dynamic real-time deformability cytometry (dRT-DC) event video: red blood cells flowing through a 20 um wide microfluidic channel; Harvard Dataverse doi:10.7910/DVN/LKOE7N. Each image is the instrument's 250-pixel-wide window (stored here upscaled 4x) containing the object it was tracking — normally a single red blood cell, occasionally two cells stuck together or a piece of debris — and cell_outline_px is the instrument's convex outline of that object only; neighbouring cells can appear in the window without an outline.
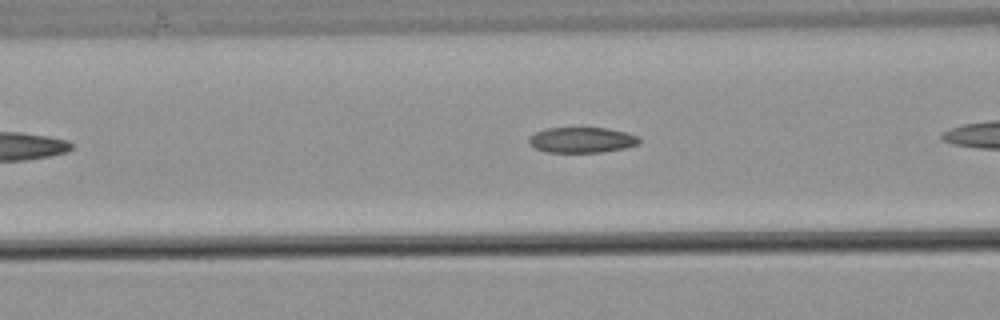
{"species": "common noctule bat (a hibernating species)", "species_latin": "Nyctalus noctula", "temperature_condition": "warm", "stored_images_in_passage": 17, "camera_frame_rate_fps": 3000, "um_per_image_px": 0.085, "animal": {"sex": "male", "body_mass_g": 21.5, "forearm_length_mm": 52.0}, "frame": {"image": 1, "passage_image": 6, "time_ms": 1.667, "image_size_px": [1000, 320], "cell_outline_px": [[640, 144], [624, 148], [600, 152], [544, 152], [528, 144], [528, 136], [544, 128], [608, 128], [628, 132], [640, 136]], "centroid_in_image_um": [49.46, 11.89], "position_along_channel_um": 117.1, "area_um2": 16.65}}